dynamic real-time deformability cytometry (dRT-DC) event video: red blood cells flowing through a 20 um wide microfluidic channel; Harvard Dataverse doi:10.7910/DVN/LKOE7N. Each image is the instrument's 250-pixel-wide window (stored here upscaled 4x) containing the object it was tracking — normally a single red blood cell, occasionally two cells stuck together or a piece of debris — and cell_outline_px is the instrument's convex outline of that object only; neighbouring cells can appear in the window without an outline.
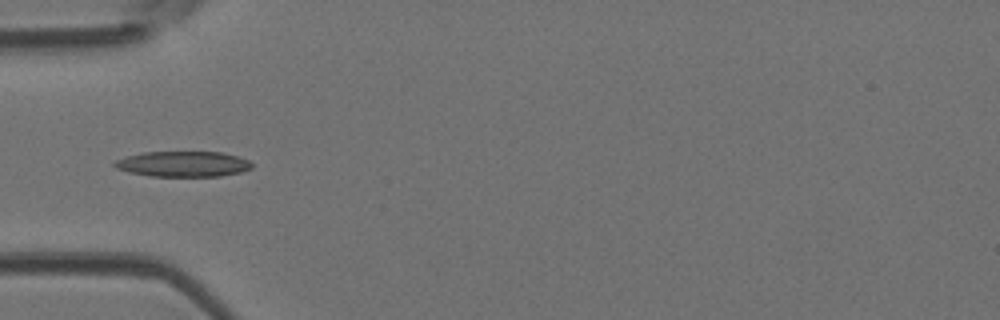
{"species": "Egyptian fruit bat (a non-hibernating species)", "species_latin": "Rousettus aegyptiacus", "temperature_condition": "room temperature", "stored_images_in_passage": 5, "camera_frame_rate_fps": 3000, "um_per_image_px": 0.085, "animal": {"sex": "female"}, "frame": {"image": 1, "passage_image": 4, "time_ms": 1.0, "image_size_px": [1000, 320], "cell_outline_px": [[252, 168], [240, 172], [220, 176], [148, 176], [128, 172], [116, 168], [112, 164], [116, 160], [124, 156], [144, 152], [220, 152], [236, 156], [248, 160], [252, 164]], "centroid_in_image_um": [15.51, 13.94], "position_along_channel_um": 69.5, "area_um2": 20.4}}
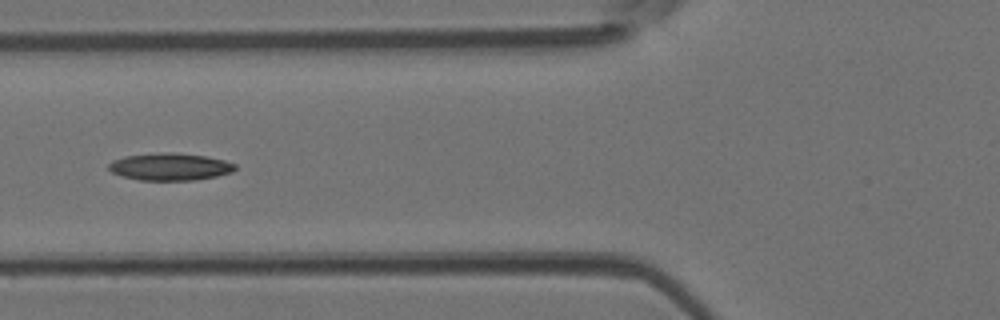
{"frame": {"image": 2, "passage_image": 5, "time_ms": 1.333, "image_size_px": [1000, 320], "cell_outline_px": [[236, 168], [232, 172], [216, 176], [196, 180], [140, 180], [120, 176], [112, 172], [108, 168], [108, 164], [112, 160], [124, 156], [160, 152], [172, 152], [204, 156], [224, 160], [236, 164]], "centroid_in_image_um": [14.42, 14.17], "position_along_channel_um": 111.4, "area_um2": 20.17}}